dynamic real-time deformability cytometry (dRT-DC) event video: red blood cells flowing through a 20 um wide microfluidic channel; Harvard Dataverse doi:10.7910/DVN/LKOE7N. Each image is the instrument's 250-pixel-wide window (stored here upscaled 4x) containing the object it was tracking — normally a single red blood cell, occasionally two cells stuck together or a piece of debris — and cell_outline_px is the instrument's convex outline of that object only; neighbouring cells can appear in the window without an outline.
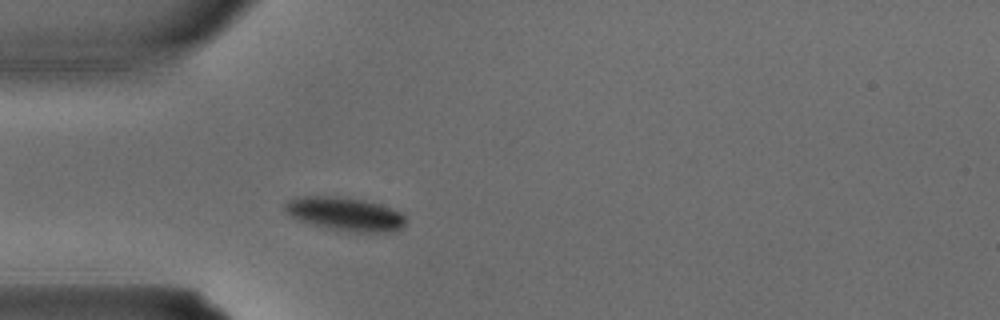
{"species": "common noctule bat (a hibernating species)", "species_latin": "Nyctalus noctula", "temperature_condition": "warm", "stored_images_in_passage": 2, "camera_frame_rate_fps": 3000, "um_per_image_px": 0.085, "animal": {"sex": "male", "body_mass_g": 15.6}, "frame": {"image": 1, "passage_image": 2, "time_ms": 0.333, "image_size_px": [1000, 320], "cell_outline_px": [[408, 220], [396, 232], [336, 232], [300, 220], [292, 216], [284, 208], [284, 204], [288, 200], [304, 196], [336, 196], [360, 200], [376, 204], [400, 212]], "centroid_in_image_um": [29.33, 18.22], "position_along_channel_um": 55.7, "area_um2": 23.52}}